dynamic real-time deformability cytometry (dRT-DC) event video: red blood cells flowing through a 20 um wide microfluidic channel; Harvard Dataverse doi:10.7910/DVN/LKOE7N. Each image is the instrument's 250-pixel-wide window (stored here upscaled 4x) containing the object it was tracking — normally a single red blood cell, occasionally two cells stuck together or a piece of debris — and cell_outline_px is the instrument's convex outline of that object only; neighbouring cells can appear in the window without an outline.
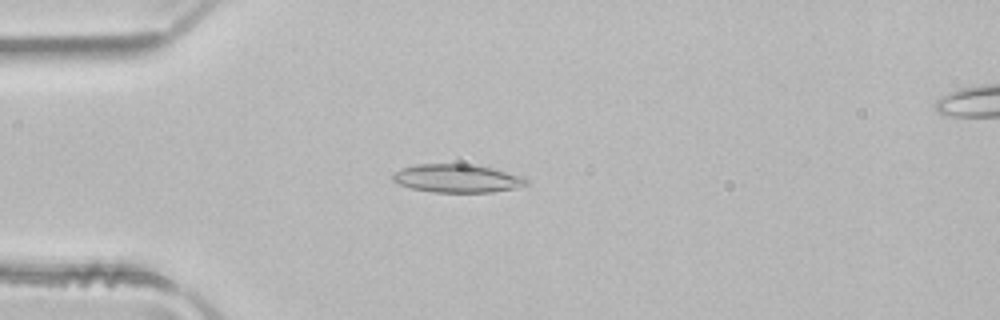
{"species": "common noctule bat (a hibernating species)", "species_latin": "Nyctalus noctula", "temperature_condition": "room temperature", "stored_images_in_passage": 3, "camera_frame_rate_fps": 3000, "um_per_image_px": 0.085, "animal": {"sex": "male", "body_mass_g": 21.5, "forearm_length_mm": 52.0}, "frame": {"image": 1, "passage_image": 3, "time_ms": 0.667, "image_size_px": [1000, 320], "cell_outline_px": [[528, 184], [516, 188], [492, 192], [432, 192], [412, 188], [400, 184], [392, 180], [392, 176], [396, 172], [404, 168], [416, 164], [468, 164], [492, 168], [524, 176], [528, 180]], "centroid_in_image_um": [38.9, 15.17], "position_along_channel_um": 46.1, "area_um2": 21.85}}